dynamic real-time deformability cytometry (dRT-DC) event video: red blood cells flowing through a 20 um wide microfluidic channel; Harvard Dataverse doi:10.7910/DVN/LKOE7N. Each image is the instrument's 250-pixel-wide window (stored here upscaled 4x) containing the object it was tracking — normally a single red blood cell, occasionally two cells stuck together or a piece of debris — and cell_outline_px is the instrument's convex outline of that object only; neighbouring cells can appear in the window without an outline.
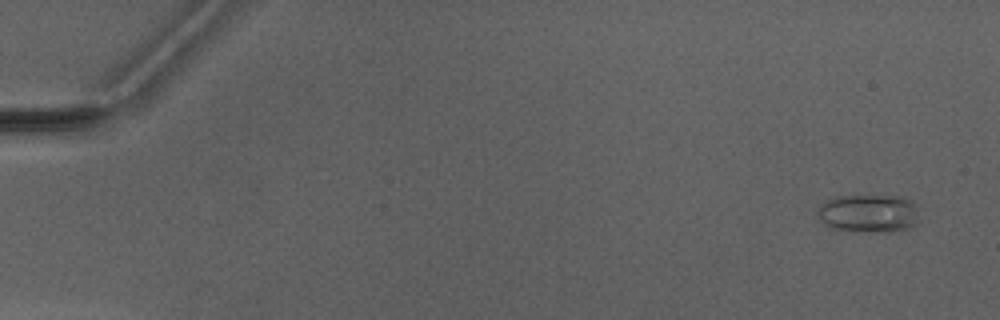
{"species": "Egyptian fruit bat (a non-hibernating species)", "species_latin": "Rousettus aegyptiacus", "temperature_condition": "warm", "stored_images_in_passage": 7, "camera_frame_rate_fps": 3000, "um_per_image_px": 0.085, "animal": {"sex": "male"}, "frame": {"image": 1, "passage_image": 2, "time_ms": 1.0, "image_size_px": [1000, 320], "cell_outline_px": [[916, 224], [908, 228], [892, 232], [884, 232], [828, 228], [820, 220], [816, 212], [828, 200], [836, 196], [904, 196], [912, 200], [916, 204]], "centroid_in_image_um": [73.85, 18.13], "position_along_channel_um": 11.2, "area_um2": 22.43}}
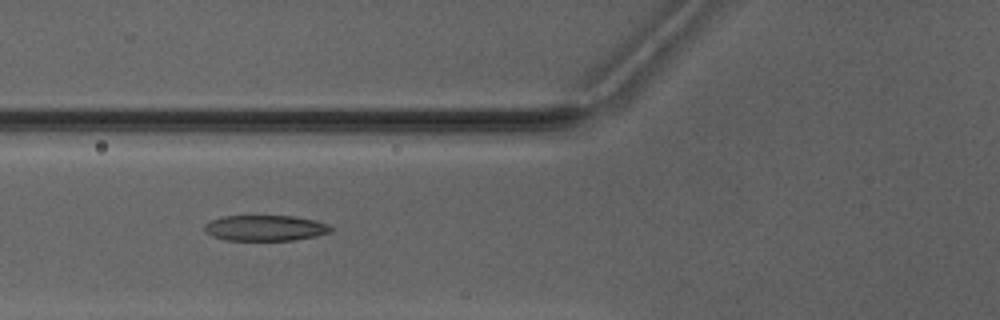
{"frame": {"image": 2, "passage_image": 7, "time_ms": 7.0, "image_size_px": [1000, 320], "cell_outline_px": [[332, 228], [328, 232], [316, 236], [292, 240], [228, 240], [212, 236], [204, 232], [204, 224], [220, 216], [292, 216], [316, 220], [328, 224]], "centroid_in_image_um": [22.51, 19.37], "position_along_channel_um": 103.3, "area_um2": 18.84}}